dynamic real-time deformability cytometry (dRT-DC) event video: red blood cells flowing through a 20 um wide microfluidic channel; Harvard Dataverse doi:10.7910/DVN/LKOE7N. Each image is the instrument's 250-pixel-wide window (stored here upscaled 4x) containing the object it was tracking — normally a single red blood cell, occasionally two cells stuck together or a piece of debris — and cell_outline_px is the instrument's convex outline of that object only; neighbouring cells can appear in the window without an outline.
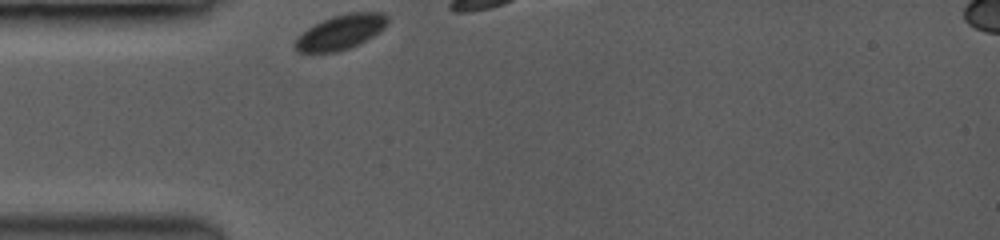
{"species": "common noctule bat (a hibernating species)", "species_latin": "Nyctalus noctula", "temperature_condition": "room temperature", "stored_images_in_passage": 6, "camera_frame_rate_fps": 3500, "um_per_image_px": 0.085, "animal": {"sex": "female", "body_mass_g": 19.0, "forearm_length_mm": 53.3}, "frame": {"image": 1, "passage_image": 1, "time_ms": 0.0, "image_size_px": [1000, 240], "cell_outline_px": [[388, 24], [384, 28], [360, 44], [336, 52], [296, 52], [292, 44], [308, 28], [332, 16], [348, 12], [384, 12], [388, 16]], "centroid_in_image_um": [28.98, 2.72], "position_along_channel_um": 56.0, "area_um2": 18.61}}
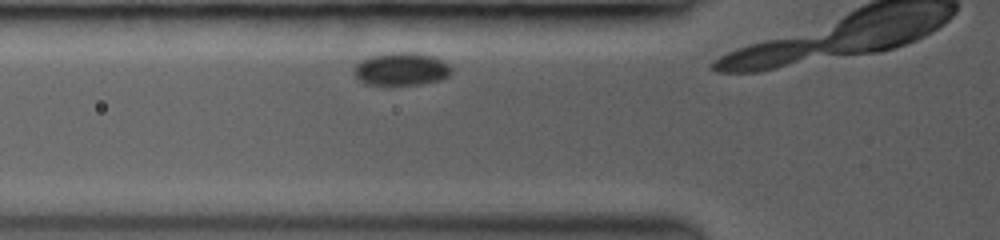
{"frame": {"image": 2, "passage_image": 5, "time_ms": 1.143, "image_size_px": [1000, 240], "cell_outline_px": [[452, 72], [448, 76], [440, 80], [420, 84], [364, 84], [356, 76], [352, 68], [360, 60], [372, 56], [388, 52], [416, 52], [432, 56], [448, 64], [452, 68]], "centroid_in_image_um": [34.1, 5.85], "position_along_channel_um": 91.7, "area_um2": 18.61}}